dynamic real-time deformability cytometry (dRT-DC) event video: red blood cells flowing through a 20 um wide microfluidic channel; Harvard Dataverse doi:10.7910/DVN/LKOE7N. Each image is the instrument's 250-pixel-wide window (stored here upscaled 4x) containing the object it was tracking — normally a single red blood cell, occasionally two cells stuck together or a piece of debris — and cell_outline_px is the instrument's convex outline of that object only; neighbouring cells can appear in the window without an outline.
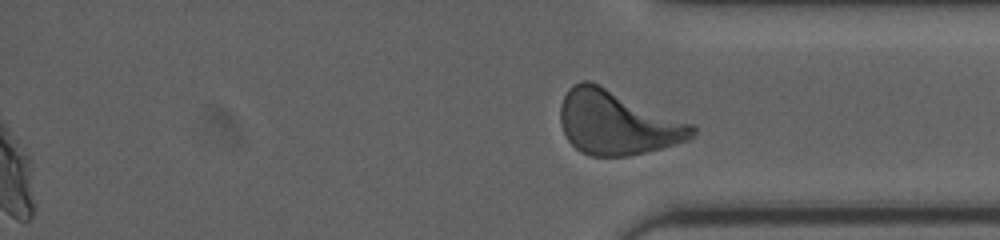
{"species": "human", "species_latin": "Homo sapiens", "temperature_condition": "cold", "stored_images_in_passage": 21, "segment_of_instrument_passage": [2, 2], "camera_frame_rate_fps": 3000, "um_per_image_px": 0.085, "donor": {"sex": "female"}, "frame": {"image": 1, "passage_image": 21, "time_ms": 13.333, "image_size_px": [1000, 240], "cell_outline_px": [[696, 132], [688, 140], [660, 148], [628, 156], [592, 156], [576, 148], [568, 140], [564, 132], [560, 120], [560, 108], [564, 96], [568, 88], [580, 80], [592, 80], [696, 124]], "centroid_in_image_um": [52.48, 10.39], "position_along_channel_um": 382.7, "area_um2": 49.71}}